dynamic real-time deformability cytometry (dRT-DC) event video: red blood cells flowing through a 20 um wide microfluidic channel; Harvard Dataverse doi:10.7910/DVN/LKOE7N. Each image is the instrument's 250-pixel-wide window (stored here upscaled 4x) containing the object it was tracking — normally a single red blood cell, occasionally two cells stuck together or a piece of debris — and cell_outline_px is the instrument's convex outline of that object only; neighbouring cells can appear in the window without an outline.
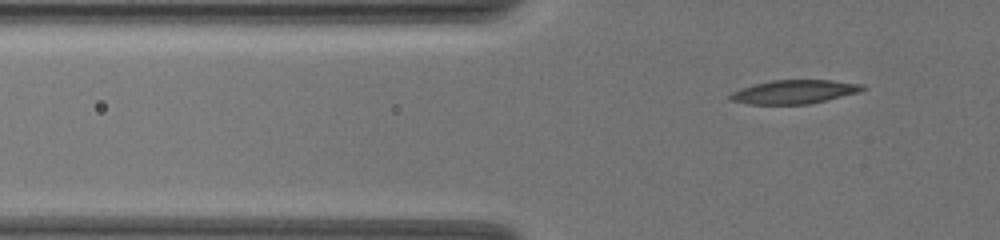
{"species": "common noctule bat (a hibernating species)", "species_latin": "Nyctalus noctula", "temperature_condition": "warm", "stored_images_in_passage": 43, "segment_of_instrument_passage": [1, 2], "camera_frame_rate_fps": 3000, "um_per_image_px": 0.085, "animal": {"sex": "female", "body_mass_g": 19.5, "forearm_length_mm": 54.1}, "frame": {"image": 1, "passage_image": 4, "time_ms": 1.0, "image_size_px": [1000, 240], "cell_outline_px": [[868, 88], [860, 92], [808, 104], [748, 104], [728, 100], [728, 96], [732, 92], [756, 84], [772, 80], [832, 80], [864, 84]], "centroid_in_image_um": [67.55, 7.8], "position_along_channel_um": 58.2, "area_um2": 18.26}}
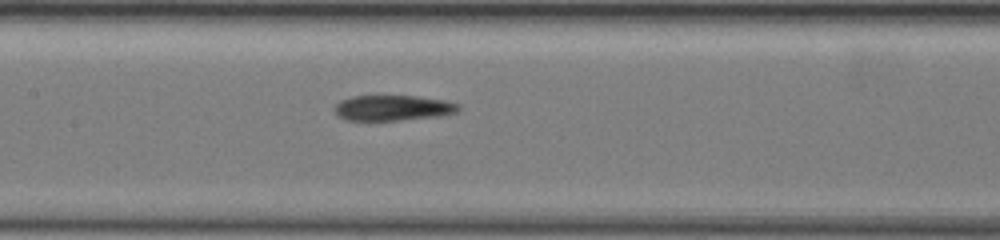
{"frame": {"image": 2, "passage_image": 15, "time_ms": 4.667, "image_size_px": [1000, 240], "cell_outline_px": [[460, 108], [456, 112], [440, 116], [368, 124], [348, 120], [340, 116], [336, 112], [336, 104], [340, 100], [352, 96], [416, 96], [444, 100], [460, 104]], "centroid_in_image_um": [33.36, 9.22], "position_along_channel_um": 174.0, "area_um2": 19.07}}
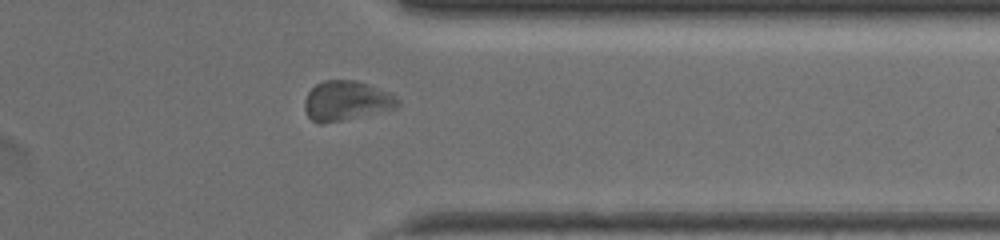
{"frame": {"image": 3, "passage_image": 32, "time_ms": 10.333, "image_size_px": [1000, 240], "cell_outline_px": [[400, 104], [396, 108], [324, 124], [320, 124], [312, 120], [308, 116], [304, 108], [304, 100], [308, 92], [316, 84], [324, 80], [356, 80], [368, 84], [388, 92], [396, 96], [400, 100]], "centroid_in_image_um": [29.42, 8.56], "position_along_channel_um": 382.0, "area_um2": 21.5}}